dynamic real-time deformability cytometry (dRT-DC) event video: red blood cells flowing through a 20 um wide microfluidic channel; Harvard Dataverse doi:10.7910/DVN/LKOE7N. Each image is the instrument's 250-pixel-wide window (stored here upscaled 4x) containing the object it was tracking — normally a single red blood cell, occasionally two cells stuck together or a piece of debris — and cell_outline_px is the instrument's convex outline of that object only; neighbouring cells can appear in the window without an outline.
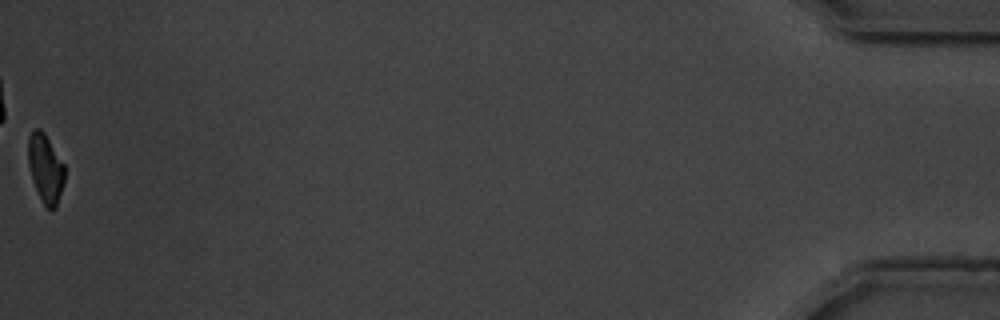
{"species": "common noctule bat (a hibernating species)", "species_latin": "Nyctalus noctula", "temperature_condition": "warm", "stored_images_in_passage": 56, "camera_frame_rate_fps": 3000, "um_per_image_px": 0.085, "animal": {"sex": "male", "body_mass_g": 19.5, "forearm_length_mm": 54.6}, "frame": {"image": 1, "passage_image": 56, "time_ms": 18.333, "image_size_px": [1000, 320], "cell_outline_px": [[64, 180], [56, 208], [48, 208], [44, 204], [32, 180], [28, 164], [28, 136], [32, 128], [40, 128], [44, 132], [64, 164]], "centroid_in_image_um": [3.84, 14.25], "position_along_channel_um": 431.4, "area_um2": 14.45}, "authors_computed_cell_mechanics": {"area_um2": 15.7505, "velocity_mm_per_s": 3.5944, "shape_relaxation_time_tau1_ms": 2.2448, "shape_relaxation_time_tau2_ms": 4.4061, "deformation_change_tau1": 0.1216, "deformation_change_tau2": 0.0971}}